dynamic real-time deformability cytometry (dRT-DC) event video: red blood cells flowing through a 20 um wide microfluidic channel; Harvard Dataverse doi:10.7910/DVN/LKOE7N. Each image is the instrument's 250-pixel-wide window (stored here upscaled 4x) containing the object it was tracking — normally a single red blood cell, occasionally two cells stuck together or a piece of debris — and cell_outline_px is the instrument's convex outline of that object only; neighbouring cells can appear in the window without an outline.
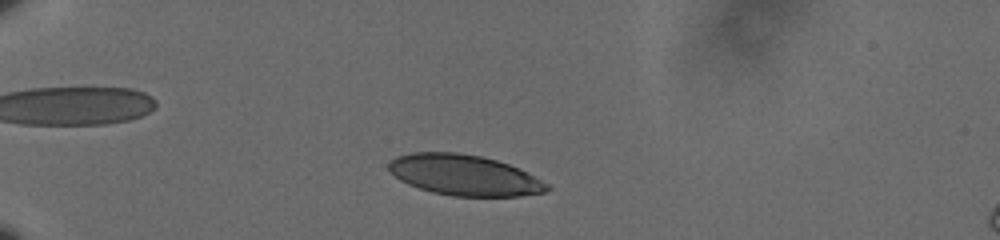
{"species": "human", "species_latin": "Homo sapiens", "temperature_condition": "cold", "stored_images_in_passage": 48, "camera_frame_rate_fps": 3000, "um_per_image_px": 0.085, "donor": {"sex": "male"}, "frame": {"image": 1, "passage_image": 8, "time_ms": 2.333, "image_size_px": [1000, 240], "cell_outline_px": [[552, 188], [544, 192], [520, 196], [452, 196], [432, 192], [408, 184], [400, 180], [388, 168], [388, 164], [396, 156], [412, 152], [456, 152], [480, 156], [496, 160], [508, 164], [552, 184]], "centroid_in_image_um": [39.49, 14.89], "position_along_channel_um": 45.5, "area_um2": 37.45}}
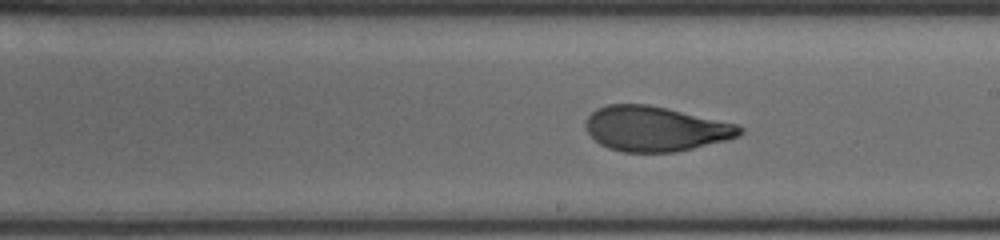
{"frame": {"image": 2, "passage_image": 28, "time_ms": 9.0, "image_size_px": [1000, 240], "cell_outline_px": [[744, 132], [740, 136], [728, 140], [676, 152], [620, 152], [608, 148], [600, 144], [588, 132], [584, 124], [588, 116], [596, 108], [608, 104], [648, 104], [668, 108], [736, 124], [744, 128]], "centroid_in_image_um": [55.72, 10.95], "position_along_channel_um": 233.3, "area_um2": 40.52}}
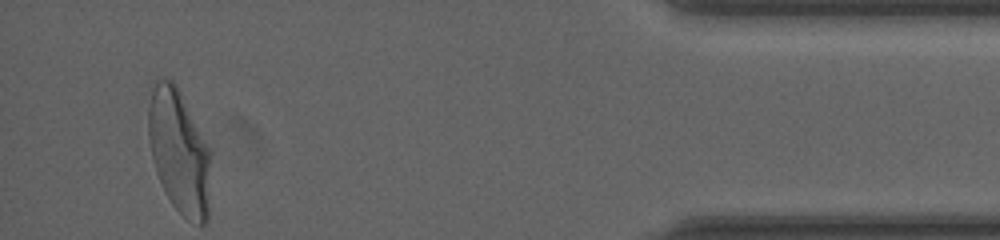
{"frame": {"image": 3, "passage_image": 48, "time_ms": 15.667, "image_size_px": [1000, 240], "cell_outline_px": [[208, 220], [204, 224], [200, 224], [188, 220], [172, 204], [156, 172], [152, 156], [148, 136], [148, 104], [152, 80], [156, 76], [172, 80], [176, 84], [208, 148]], "centroid_in_image_um": [15.15, 12.81], "position_along_channel_um": 420.0, "area_um2": 44.22}, "authors_computed_cell_mechanics": {"area_um2": 40.6623, "velocity_mm_per_s": 3.5689, "shape_relaxation_time_tau1_ms": 4.4596, "shape_relaxation_time_tau2_ms": 0.9184, "deformation_change_tau1": 0.1945, "deformation_change_tau2": 0.0653}}